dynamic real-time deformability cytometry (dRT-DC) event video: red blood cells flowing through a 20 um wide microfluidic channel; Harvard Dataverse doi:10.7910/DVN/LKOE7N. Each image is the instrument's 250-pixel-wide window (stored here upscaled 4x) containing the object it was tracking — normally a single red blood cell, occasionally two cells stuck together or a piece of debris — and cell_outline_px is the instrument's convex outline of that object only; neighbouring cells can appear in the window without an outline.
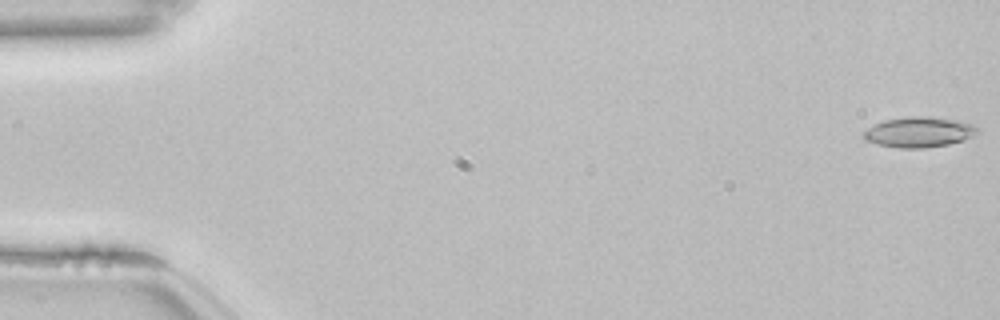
{"species": "common noctule bat (a hibernating species)", "species_latin": "Nyctalus noctula", "temperature_condition": "room temperature", "stored_images_in_passage": 54, "camera_frame_rate_fps": 3000, "um_per_image_px": 0.085, "animal": {"sex": "female", "body_mass_g": 22.7, "forearm_length_mm": 54.2}, "frame": {"image": 1, "passage_image": 1, "time_ms": 0.0, "image_size_px": [1000, 320], "cell_outline_px": [[980, 132], [964, 140], [948, 144], [924, 148], [896, 148], [876, 144], [864, 140], [864, 132], [868, 128], [884, 120], [908, 116], [928, 116], [956, 120], [972, 124]], "centroid_in_image_um": [78.1, 11.23], "position_along_channel_um": 6.9, "area_um2": 20.11}}
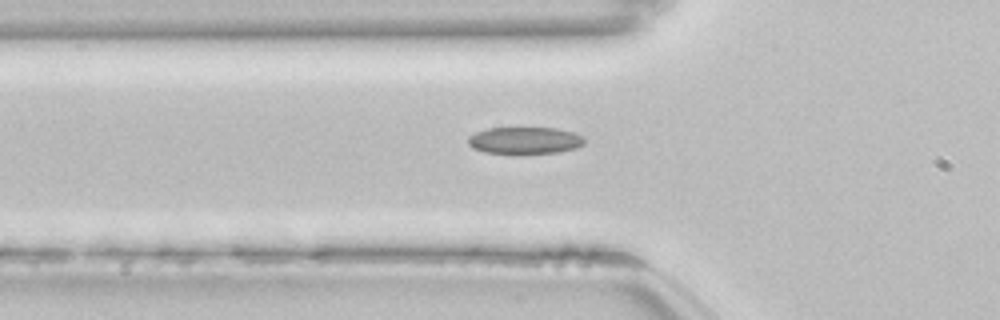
{"frame": {"image": 2, "passage_image": 19, "time_ms": 6.0, "image_size_px": [1000, 320], "cell_outline_px": [[584, 144], [576, 148], [560, 152], [484, 152], [472, 148], [468, 144], [468, 136], [476, 132], [488, 128], [556, 128], [572, 132], [584, 136]], "centroid_in_image_um": [44.61, 11.91], "position_along_channel_um": 81.2, "area_um2": 17.92}}
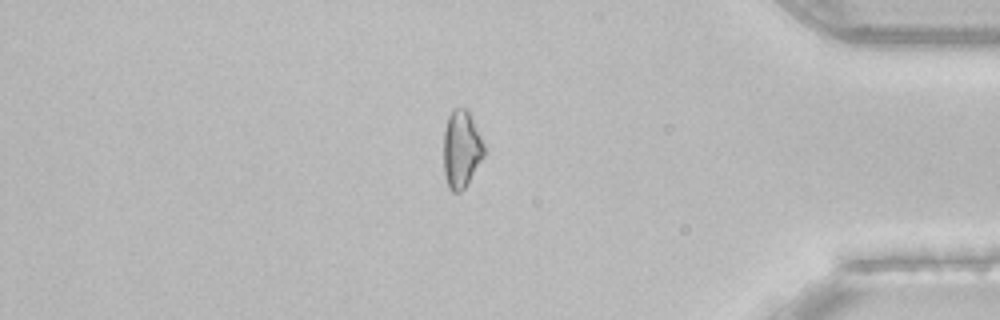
{"frame": {"image": 3, "passage_image": 46, "time_ms": 15.0, "image_size_px": [1000, 320], "cell_outline_px": [[484, 156], [468, 184], [460, 192], [452, 192], [448, 188], [444, 176], [444, 128], [448, 116], [452, 108], [468, 108], [484, 144]], "centroid_in_image_um": [39.21, 12.68], "position_along_channel_um": 396.0, "area_um2": 18.55}, "authors_computed_cell_mechanics": {"area_um2": 18.6694, "velocity_mm_per_s": 3.8511, "shape_relaxation_time_tau1_ms": null, "shape_relaxation_time_tau2_ms": 4.9945, "deformation_change_tau1": null, "deformation_change_tau2": 0.1169}}